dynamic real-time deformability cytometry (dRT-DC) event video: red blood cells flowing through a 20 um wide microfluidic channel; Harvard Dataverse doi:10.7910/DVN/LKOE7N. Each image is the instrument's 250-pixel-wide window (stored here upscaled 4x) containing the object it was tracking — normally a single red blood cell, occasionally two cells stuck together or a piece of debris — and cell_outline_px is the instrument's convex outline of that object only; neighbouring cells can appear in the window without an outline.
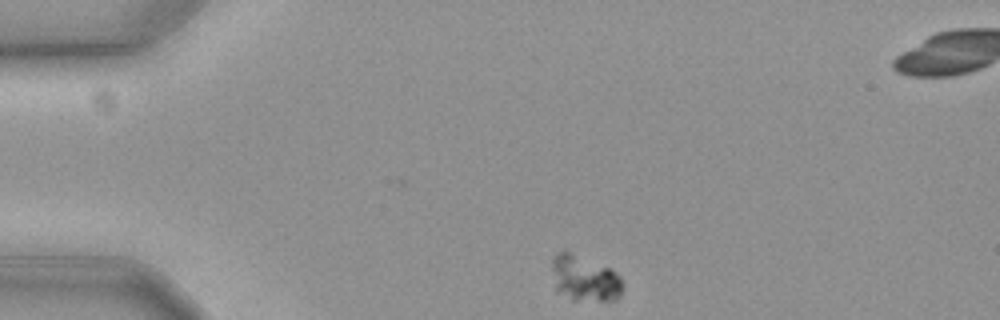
{"species": "common noctule bat (a hibernating species)", "species_latin": "Nyctalus noctula", "temperature_condition": "cold", "stored_images_in_passage": 36, "camera_frame_rate_fps": 3000, "um_per_image_px": 0.085, "animal": {"sex": "female", "body_mass_g": 19.3, "forearm_length_mm": 54.1}, "frame": {"image": 1, "passage_image": 1, "time_ms": 0.0, "image_size_px": [1000, 320], "cell_outline_px": [[620, 296], [616, 300], [572, 300], [556, 292], [552, 268], [552, 256], [556, 252], [564, 248], [612, 268], [620, 276]], "centroid_in_image_um": [49.64, 23.61], "position_along_channel_um": 35.4, "area_um2": 19.31}}
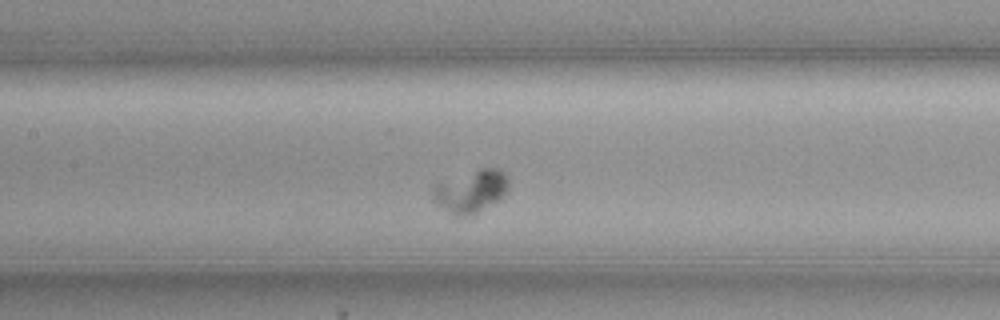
{"frame": {"image": 2, "passage_image": 17, "time_ms": 5.333, "image_size_px": [1000, 320], "cell_outline_px": [[508, 192], [500, 200], [476, 216], [456, 216], [436, 204], [432, 200], [432, 188], [440, 184], [480, 168], [500, 168], [508, 176]], "centroid_in_image_um": [40.1, 16.31], "position_along_channel_um": 167.3, "area_um2": 18.96}}
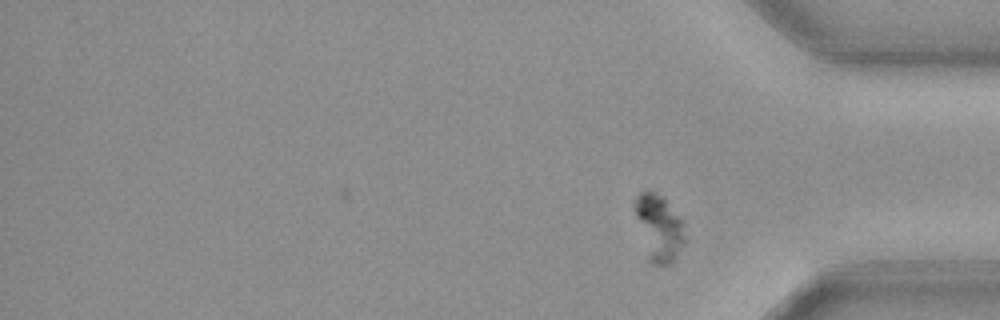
{"frame": {"image": 3, "passage_image": 36, "time_ms": 11.667, "image_size_px": [1000, 320], "cell_outline_px": [[688, 240], [672, 264], [652, 264], [632, 204], [636, 196], [640, 192], [648, 188], [652, 188], [684, 220]], "centroid_in_image_um": [56.08, 19.31], "position_along_channel_um": 379.1, "area_um2": 19.48}}